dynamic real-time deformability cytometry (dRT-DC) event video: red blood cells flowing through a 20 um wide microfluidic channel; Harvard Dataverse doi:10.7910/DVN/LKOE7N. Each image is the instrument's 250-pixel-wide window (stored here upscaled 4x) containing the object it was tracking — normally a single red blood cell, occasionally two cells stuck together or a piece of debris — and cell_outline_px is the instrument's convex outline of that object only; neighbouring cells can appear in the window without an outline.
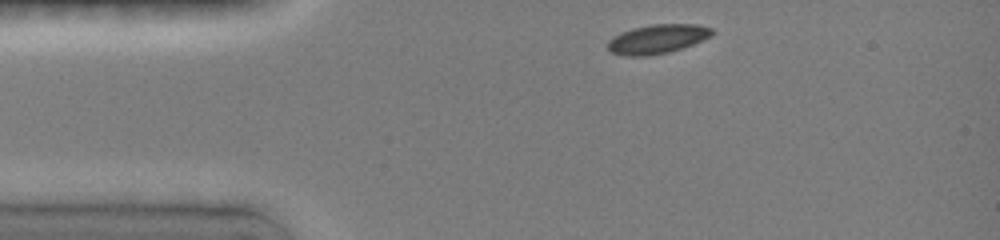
{"species": "common noctule bat (a hibernating species)", "species_latin": "Nyctalus noctula", "temperature_condition": "room temperature", "stored_images_in_passage": 72, "camera_frame_rate_fps": 3000, "um_per_image_px": 0.085, "animal": {"sex": "female", "body_mass_g": 19.0, "forearm_length_mm": 51.5}, "frame": {"image": 1, "passage_image": 1, "time_ms": 0.0, "image_size_px": [1000, 240], "cell_outline_px": [[716, 32], [692, 44], [668, 52], [640, 56], [628, 56], [612, 52], [608, 48], [608, 40], [632, 28], [652, 24], [696, 24], [712, 28]], "centroid_in_image_um": [55.89, 3.3], "position_along_channel_um": 29.1, "area_um2": 17.22}}
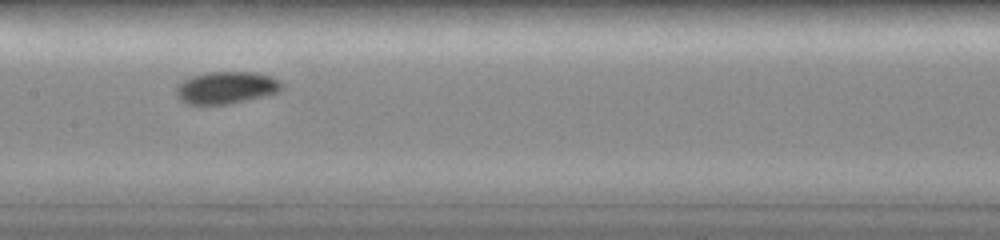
{"frame": {"image": 2, "passage_image": 31, "time_ms": 5.0, "image_size_px": [1000, 240], "cell_outline_px": [[284, 88], [276, 92], [264, 96], [228, 104], [188, 104], [180, 100], [176, 96], [176, 88], [184, 80], [192, 76], [208, 72], [256, 72], [280, 80], [284, 84]], "centroid_in_image_um": [19.24, 7.45], "position_along_channel_um": 188.2, "area_um2": 19.71}}
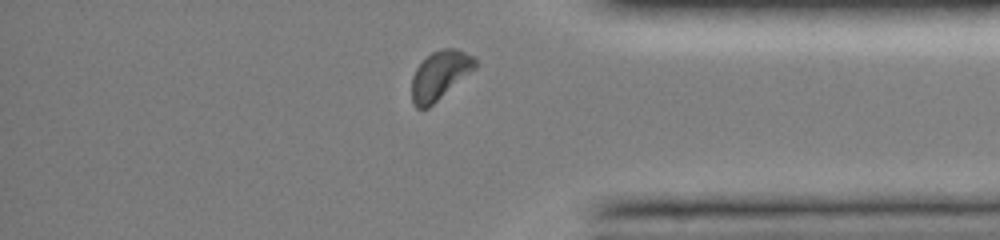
{"frame": {"image": 3, "passage_image": 64, "time_ms": 10.333, "image_size_px": [1000, 240], "cell_outline_px": [[476, 68], [428, 108], [416, 108], [412, 100], [412, 76], [416, 68], [432, 52], [444, 48], [456, 48], [472, 56], [476, 60]], "centroid_in_image_um": [37.38, 6.39], "position_along_channel_um": 397.8, "area_um2": 17.69}, "authors_computed_cell_mechanics": {"area_um2": 18.1492, "velocity_mm_per_s": 4.0158, "shape_relaxation_time_tau1_ms": 1.8283, "shape_relaxation_time_tau2_ms": null, "deformation_change_tau1": 0.0701, "deformation_change_tau2": null}}